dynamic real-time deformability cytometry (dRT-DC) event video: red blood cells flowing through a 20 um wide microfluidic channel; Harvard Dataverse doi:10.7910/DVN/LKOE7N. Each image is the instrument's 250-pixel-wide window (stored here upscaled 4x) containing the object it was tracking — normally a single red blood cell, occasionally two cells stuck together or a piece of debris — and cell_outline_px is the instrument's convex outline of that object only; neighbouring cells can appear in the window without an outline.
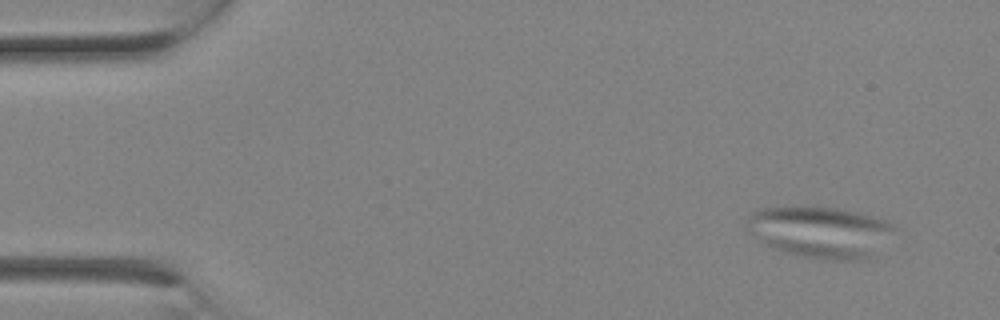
{"species": "Egyptian fruit bat (a non-hibernating species)", "species_latin": "Rousettus aegyptiacus", "temperature_condition": "room temperature", "stored_images_in_passage": 2, "camera_frame_rate_fps": 3000, "um_per_image_px": 0.085, "animal": {"sex": "female"}, "frame": {"image": 1, "passage_image": 1, "time_ms": 0.0, "image_size_px": [1000, 320], "cell_outline_px": [[896, 228], [864, 260], [824, 260], [800, 256], [784, 252], [764, 244], [748, 232], [748, 216], [760, 208], [836, 208], [860, 212], [884, 220], [892, 224]], "centroid_in_image_um": [69.67, 19.73], "position_along_channel_um": 15.3, "area_um2": 43.18}}